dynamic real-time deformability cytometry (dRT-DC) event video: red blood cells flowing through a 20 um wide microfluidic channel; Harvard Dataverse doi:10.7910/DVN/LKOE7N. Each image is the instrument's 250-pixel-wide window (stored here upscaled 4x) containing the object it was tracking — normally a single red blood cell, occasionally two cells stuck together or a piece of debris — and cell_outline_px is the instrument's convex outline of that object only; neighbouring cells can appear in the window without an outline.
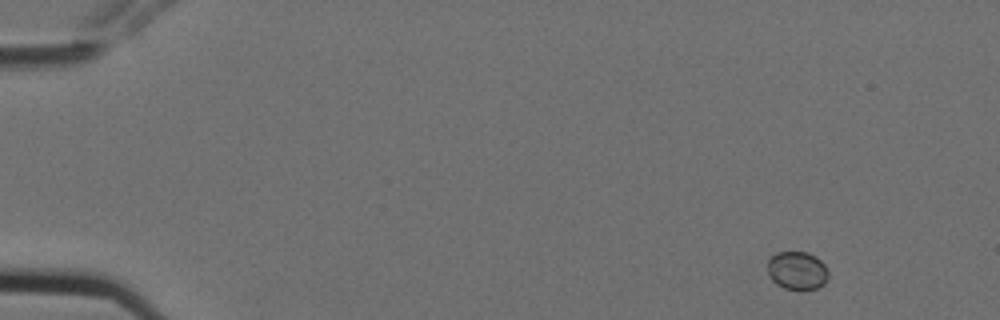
{"species": "Egyptian fruit bat (a non-hibernating species)", "species_latin": "Rousettus aegyptiacus", "temperature_condition": "cold", "stored_images_in_passage": 6, "camera_frame_rate_fps": 3000, "um_per_image_px": 0.085, "animal": {"sex": "female"}, "frame": {"image": 1, "passage_image": 1, "time_ms": 0.0, "image_size_px": [1000, 320], "cell_outline_px": [[828, 276], [824, 284], [816, 288], [800, 292], [784, 288], [776, 284], [772, 280], [768, 272], [768, 260], [776, 252], [808, 252], [816, 256], [824, 264], [828, 272]], "centroid_in_image_um": [67.76, 23.02], "position_along_channel_um": 17.2, "area_um2": 13.81}}
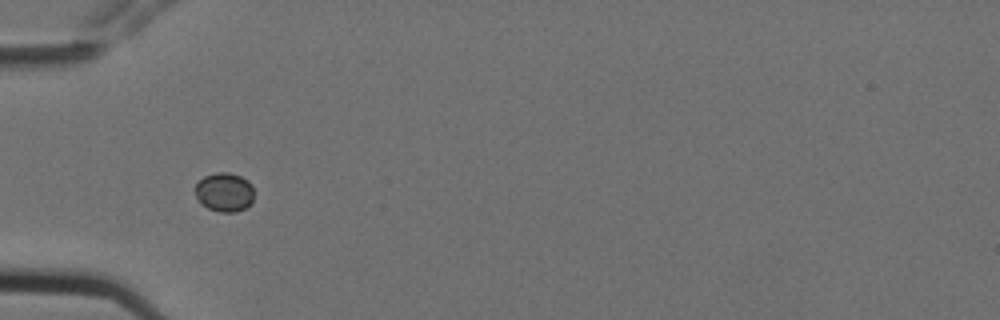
{"frame": {"image": 2, "passage_image": 5, "time_ms": 1.333, "image_size_px": [1000, 320], "cell_outline_px": [[252, 200], [244, 208], [236, 212], [220, 212], [208, 208], [200, 204], [192, 188], [204, 176], [216, 172], [228, 172], [240, 176], [248, 180], [252, 184]], "centroid_in_image_um": [19.02, 16.32], "position_along_channel_um": 66.0, "area_um2": 13.47}}
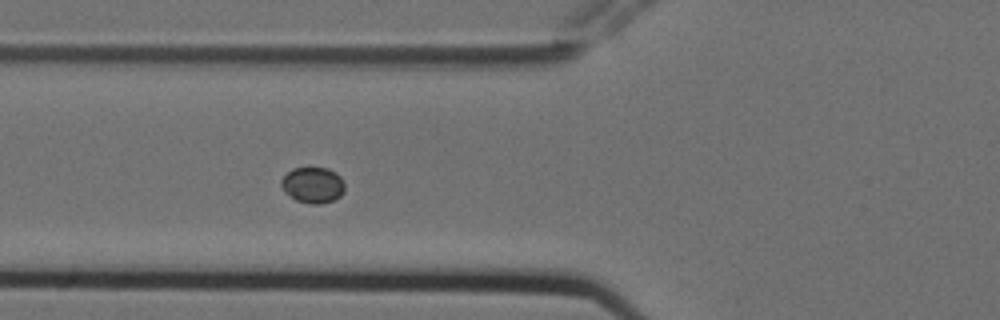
{"frame": {"image": 3, "passage_image": 6, "time_ms": 1.667, "image_size_px": [1000, 320], "cell_outline_px": [[344, 192], [340, 196], [332, 200], [320, 204], [312, 204], [296, 200], [284, 192], [280, 184], [280, 180], [292, 168], [328, 168], [336, 172], [340, 176], [344, 184]], "centroid_in_image_um": [26.58, 15.72], "position_along_channel_um": 99.2, "area_um2": 13.29}}